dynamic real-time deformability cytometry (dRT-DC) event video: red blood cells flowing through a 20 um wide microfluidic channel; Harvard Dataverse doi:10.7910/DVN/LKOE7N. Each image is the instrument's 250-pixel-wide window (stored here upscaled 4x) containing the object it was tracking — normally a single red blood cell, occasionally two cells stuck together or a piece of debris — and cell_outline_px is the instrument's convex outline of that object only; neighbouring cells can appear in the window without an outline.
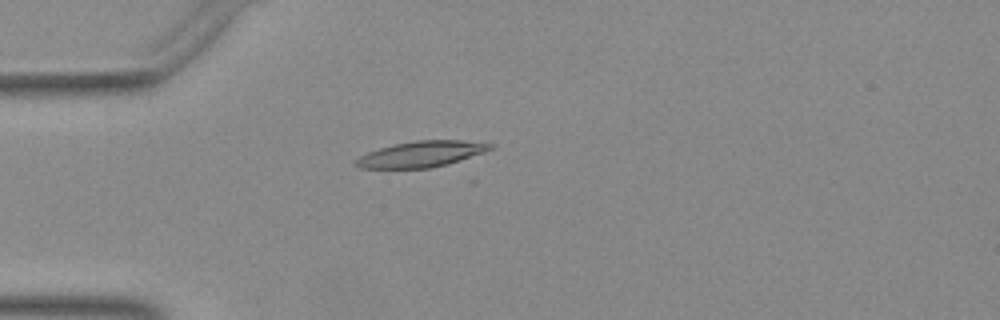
{"species": "Egyptian fruit bat (a non-hibernating species)", "species_latin": "Rousettus aegyptiacus", "temperature_condition": "warm", "stored_images_in_passage": 48, "camera_frame_rate_fps": 3000, "um_per_image_px": 0.085, "animal": {"sex": "female"}, "frame": {"image": 1, "passage_image": 11, "time_ms": 3.333, "image_size_px": [1000, 320], "cell_outline_px": [[496, 144], [492, 148], [484, 152], [448, 164], [432, 168], [360, 168], [352, 164], [352, 160], [368, 152], [392, 144], [416, 140], [460, 140]], "centroid_in_image_um": [35.77, 13.1], "position_along_channel_um": 49.2, "area_um2": 20.4}}
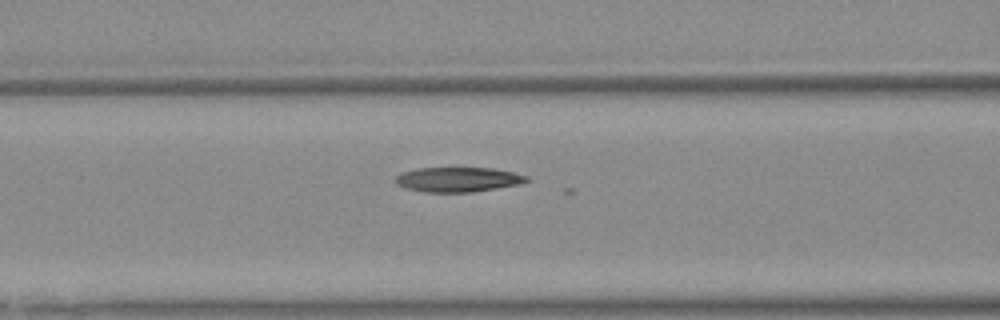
{"frame": {"image": 2, "passage_image": 18, "time_ms": 5.667, "image_size_px": [1000, 320], "cell_outline_px": [[532, 180], [520, 184], [472, 192], [424, 192], [404, 188], [396, 184], [392, 180], [396, 176], [404, 172], [416, 168], [492, 168], [512, 172], [528, 176]], "centroid_in_image_um": [38.91, 15.26], "position_along_channel_um": 127.7, "area_um2": 19.02}}
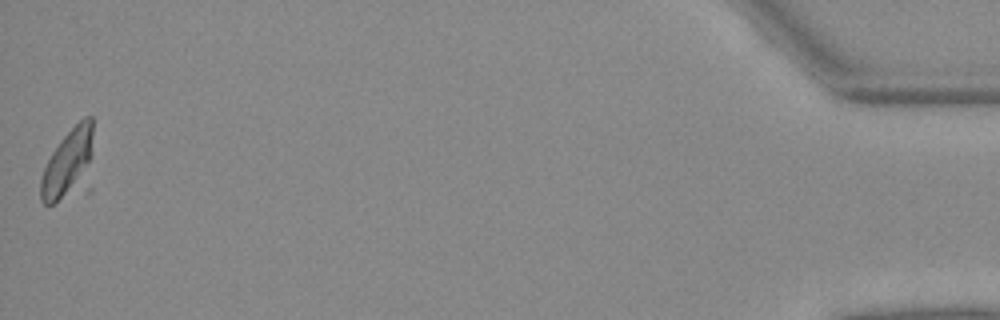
{"frame": {"image": 3, "passage_image": 48, "time_ms": 15.667, "image_size_px": [1000, 320], "cell_outline_px": [[92, 156], [72, 184], [52, 204], [44, 204], [40, 200], [40, 180], [44, 168], [52, 152], [60, 140], [84, 116], [92, 116]], "centroid_in_image_um": [5.69, 13.7], "position_along_channel_um": 429.5, "area_um2": 18.61}}